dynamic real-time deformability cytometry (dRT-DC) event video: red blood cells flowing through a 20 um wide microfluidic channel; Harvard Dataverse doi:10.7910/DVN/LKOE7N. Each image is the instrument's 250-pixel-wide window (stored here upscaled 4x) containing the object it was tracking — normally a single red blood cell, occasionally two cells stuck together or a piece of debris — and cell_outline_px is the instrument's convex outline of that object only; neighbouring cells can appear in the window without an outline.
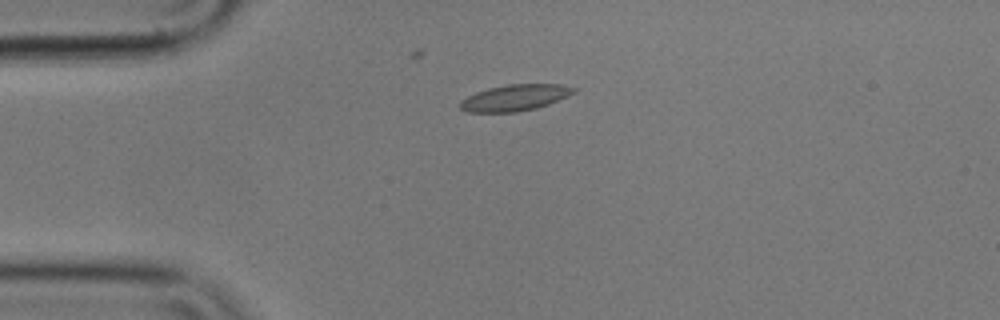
{"species": "common noctule bat (a hibernating species)", "species_latin": "Nyctalus noctula", "temperature_condition": "cold", "stored_images_in_passage": 3, "camera_frame_rate_fps": 3000, "um_per_image_px": 0.085, "animal": {"sex": "male", "body_mass_g": 17.9}, "frame": {"image": 1, "passage_image": 1, "time_ms": 0.0, "image_size_px": [1000, 320], "cell_outline_px": [[576, 92], [568, 96], [548, 104], [536, 108], [516, 112], [468, 112], [460, 108], [460, 100], [476, 92], [488, 88], [508, 84], [564, 84], [576, 88]], "centroid_in_image_um": [43.78, 8.3], "position_along_channel_um": 41.2, "area_um2": 17.4}}
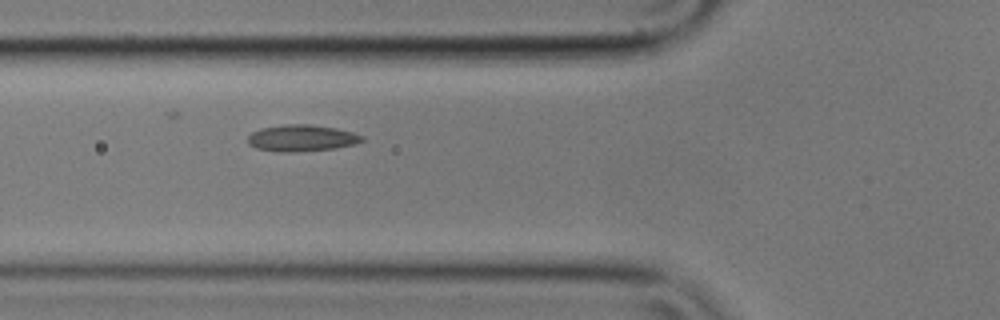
{"frame": {"image": 2, "passage_image": 3, "time_ms": 0.667, "image_size_px": [1000, 320], "cell_outline_px": [[364, 140], [356, 144], [336, 148], [292, 152], [280, 152], [256, 148], [248, 144], [248, 136], [252, 132], [260, 128], [284, 124], [312, 124], [336, 128], [352, 132], [364, 136]], "centroid_in_image_um": [25.64, 11.73], "position_along_channel_um": 100.2, "area_um2": 17.8}}